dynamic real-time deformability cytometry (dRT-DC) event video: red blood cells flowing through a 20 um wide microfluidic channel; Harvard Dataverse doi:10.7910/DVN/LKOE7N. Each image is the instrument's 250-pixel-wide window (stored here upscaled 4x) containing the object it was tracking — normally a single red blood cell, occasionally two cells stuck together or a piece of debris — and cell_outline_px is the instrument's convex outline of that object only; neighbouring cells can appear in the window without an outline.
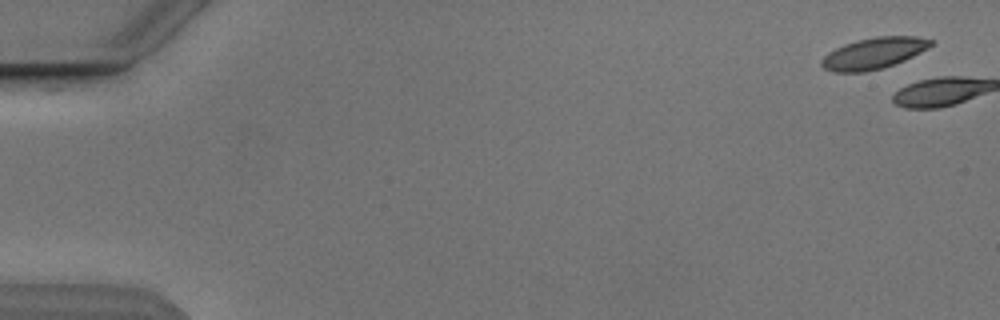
{"species": "Egyptian fruit bat (a non-hibernating species)", "species_latin": "Rousettus aegyptiacus", "temperature_condition": "cold", "stored_images_in_passage": 7, "camera_frame_rate_fps": 3000, "um_per_image_px": 0.085, "animal": {"sex": "male"}, "frame": {"image": 1, "passage_image": 1, "time_ms": 0.0, "image_size_px": [1000, 320], "cell_outline_px": [[936, 40], [928, 48], [904, 60], [884, 68], [864, 72], [832, 72], [824, 68], [820, 64], [820, 60], [828, 52], [844, 44], [856, 40], [876, 36], [916, 36]], "centroid_in_image_um": [74.26, 4.52], "position_along_channel_um": 10.7, "area_um2": 20.06}}
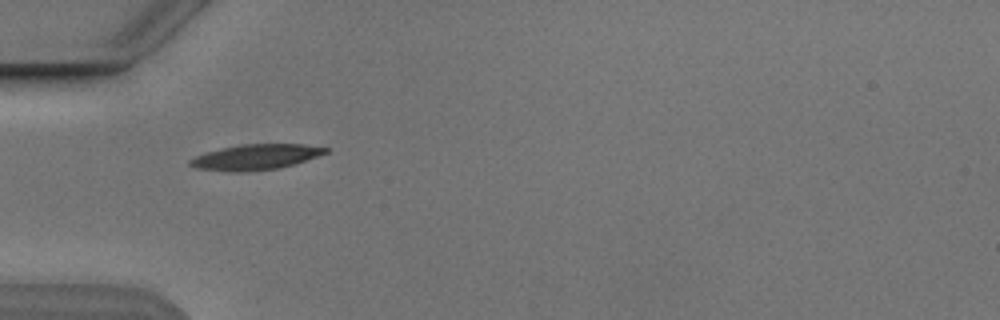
{"frame": {"image": 2, "passage_image": 6, "time_ms": 6.0, "image_size_px": [1000, 320], "cell_outline_px": [[328, 152], [292, 164], [276, 168], [240, 172], [196, 168], [188, 164], [188, 160], [204, 152], [220, 148], [244, 144], [304, 144], [328, 148]], "centroid_in_image_um": [21.68, 13.33], "position_along_channel_um": 63.3, "area_um2": 19.71}}
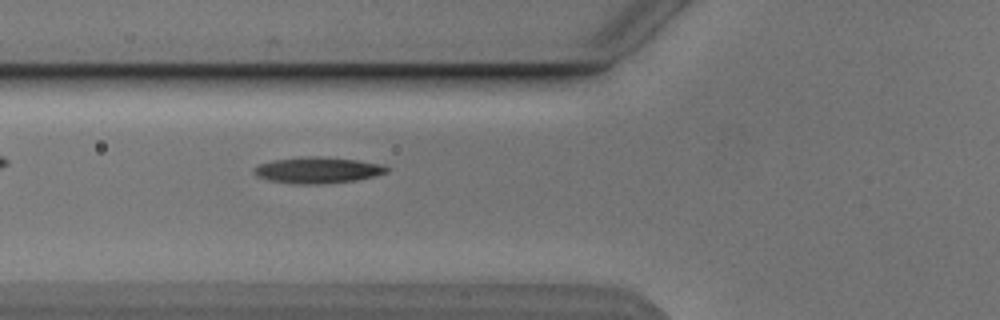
{"frame": {"image": 3, "passage_image": 7, "time_ms": 7.0, "image_size_px": [1000, 320], "cell_outline_px": [[388, 172], [376, 176], [356, 180], [324, 184], [292, 184], [268, 180], [256, 176], [252, 172], [252, 168], [256, 164], [272, 160], [300, 156], [320, 156], [356, 160], [384, 164], [388, 168]], "centroid_in_image_um": [26.95, 14.46], "position_along_channel_um": 98.9, "area_um2": 20.75}}